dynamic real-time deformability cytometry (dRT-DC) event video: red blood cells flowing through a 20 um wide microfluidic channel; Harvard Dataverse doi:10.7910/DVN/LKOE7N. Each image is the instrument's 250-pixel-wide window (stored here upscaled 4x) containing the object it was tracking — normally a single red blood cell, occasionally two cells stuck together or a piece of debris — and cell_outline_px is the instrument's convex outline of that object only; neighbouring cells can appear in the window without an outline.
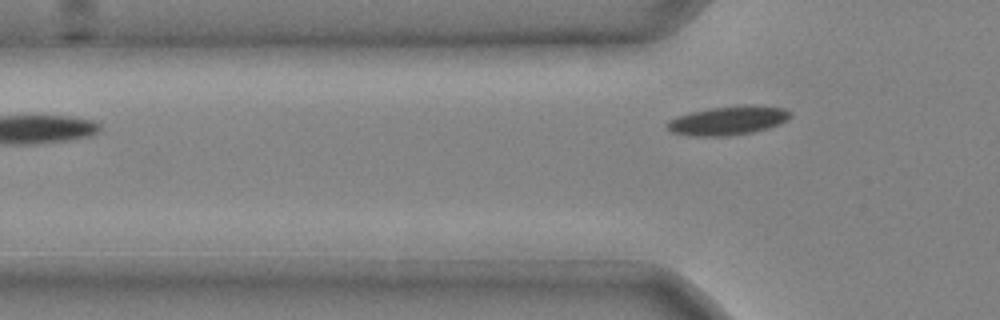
{"species": "common noctule bat (a hibernating species)", "species_latin": "Nyctalus noctula", "temperature_condition": "cold", "stored_images_in_passage": 3, "camera_frame_rate_fps": 3000, "um_per_image_px": 0.085, "animal": {"sex": "male", "body_mass_g": 20.4}, "frame": {"image": 1, "passage_image": 3, "time_ms": 0.667, "image_size_px": [1000, 320], "cell_outline_px": [[792, 116], [788, 120], [780, 124], [768, 128], [752, 132], [728, 136], [688, 136], [672, 132], [668, 128], [668, 120], [676, 116], [708, 108], [744, 104], [752, 104], [784, 108], [792, 112]], "centroid_in_image_um": [61.93, 10.23], "position_along_channel_um": 63.9, "area_um2": 21.04}}